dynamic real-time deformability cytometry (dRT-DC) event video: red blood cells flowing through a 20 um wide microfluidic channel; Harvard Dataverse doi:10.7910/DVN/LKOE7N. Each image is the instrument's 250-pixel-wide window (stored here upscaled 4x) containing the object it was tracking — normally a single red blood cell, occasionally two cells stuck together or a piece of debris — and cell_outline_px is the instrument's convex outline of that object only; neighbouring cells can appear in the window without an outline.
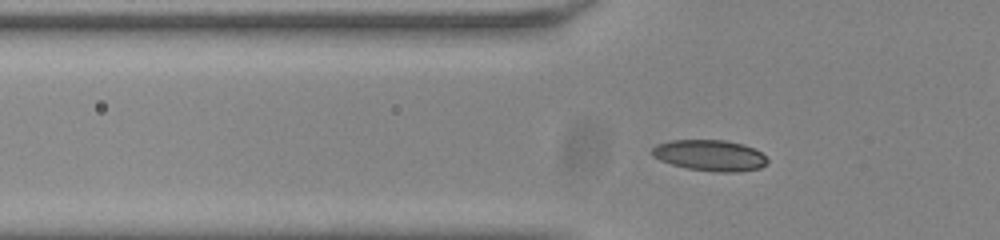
{"species": "common noctule bat (a hibernating species)", "species_latin": "Nyctalus noctula", "temperature_condition": "room temperature", "stored_images_in_passage": 51, "camera_frame_rate_fps": 3000, "um_per_image_px": 0.085, "animal": {"sex": "male", "body_mass_g": 20.0, "forearm_length_mm": 53.3}, "frame": {"image": 1, "passage_image": 14, "time_ms": 4.333, "image_size_px": [1000, 240], "cell_outline_px": [[768, 160], [760, 168], [740, 172], [712, 172], [688, 168], [672, 164], [660, 160], [652, 156], [652, 148], [656, 144], [672, 140], [724, 140], [744, 144], [760, 152]], "centroid_in_image_um": [60.32, 13.21], "position_along_channel_um": 65.5, "area_um2": 20.81}}
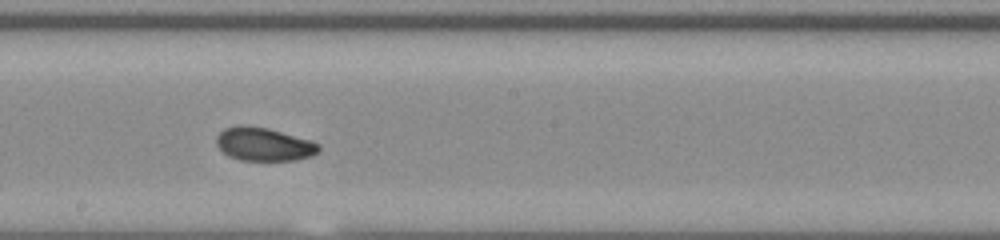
{"frame": {"image": 2, "passage_image": 27, "time_ms": 8.667, "image_size_px": [1000, 240], "cell_outline_px": [[320, 148], [312, 156], [296, 160], [240, 160], [228, 156], [216, 144], [216, 136], [224, 128], [240, 124], [244, 124], [268, 128], [312, 140], [320, 144]], "centroid_in_image_um": [22.42, 12.24], "position_along_channel_um": 225.8, "area_um2": 20.06}}
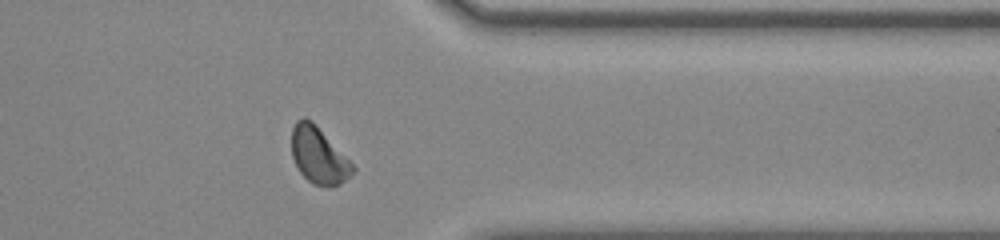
{"frame": {"image": 3, "passage_image": 40, "time_ms": 13.0, "image_size_px": [1000, 240], "cell_outline_px": [[356, 168], [340, 184], [312, 184], [300, 172], [292, 156], [292, 128], [296, 120], [304, 116], [312, 120], [316, 124]], "centroid_in_image_um": [27.04, 13.15], "position_along_channel_um": 384.4, "area_um2": 19.54}, "authors_computed_cell_mechanics": {"area_um2": 19.5364, "velocity_mm_per_s": 3.7936, "shape_relaxation_time_tau1_ms": 3.6549, "shape_relaxation_time_tau2_ms": 4.8868, "deformation_change_tau1": 0.1032, "deformation_change_tau2": 0.0814}}